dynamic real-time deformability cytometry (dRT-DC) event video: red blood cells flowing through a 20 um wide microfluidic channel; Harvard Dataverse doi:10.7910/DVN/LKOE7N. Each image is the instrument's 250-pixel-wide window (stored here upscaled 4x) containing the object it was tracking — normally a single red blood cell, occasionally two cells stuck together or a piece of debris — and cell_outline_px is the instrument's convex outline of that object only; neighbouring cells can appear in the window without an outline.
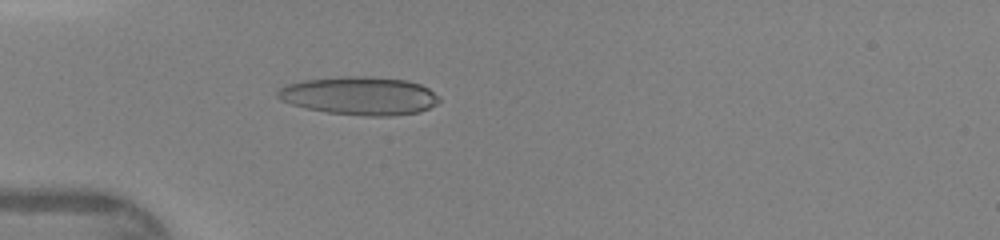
{"species": "human", "species_latin": "Homo sapiens", "temperature_condition": "warm", "stored_images_in_passage": 46, "camera_frame_rate_fps": 3000, "um_per_image_px": 0.085, "donor": {"sex": "female"}, "frame": {"image": 1, "passage_image": 14, "time_ms": 4.333, "image_size_px": [1000, 240], "cell_outline_px": [[440, 100], [436, 104], [420, 112], [392, 116], [364, 116], [328, 112], [304, 108], [280, 100], [276, 96], [276, 92], [280, 88], [288, 84], [304, 80], [340, 76], [372, 76], [408, 80], [420, 84], [428, 88], [440, 96]], "centroid_in_image_um": [30.58, 8.14], "position_along_channel_um": 54.4, "area_um2": 36.3}}
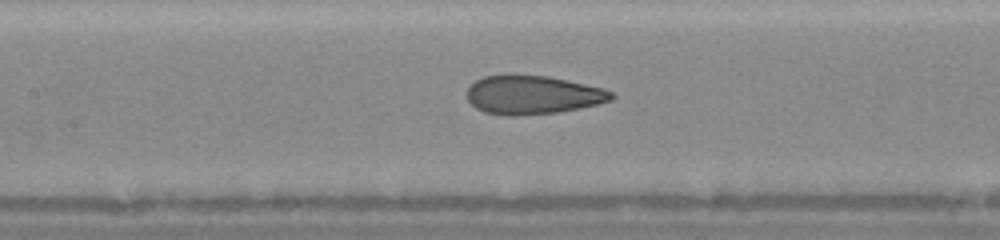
{"frame": {"image": 2, "passage_image": 22, "time_ms": 7.0, "image_size_px": [1000, 240], "cell_outline_px": [[616, 96], [612, 100], [580, 108], [556, 112], [516, 116], [508, 116], [484, 112], [476, 108], [468, 100], [468, 88], [476, 80], [484, 76], [548, 76], [604, 88], [612, 92]], "centroid_in_image_um": [45.3, 8.08], "position_along_channel_um": 162.1, "area_um2": 32.14}}
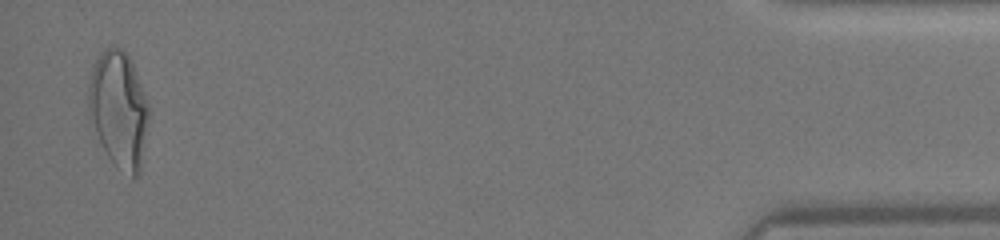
{"frame": {"image": 3, "passage_image": 45, "time_ms": 14.667, "image_size_px": [1000, 240], "cell_outline_px": [[148, 116], [140, 172], [136, 176], [132, 176], [112, 164], [100, 144], [88, 120], [88, 84], [92, 68], [100, 52], [104, 48], [112, 44], [120, 48], [128, 56], [132, 64], [148, 104]], "centroid_in_image_um": [10.03, 9.29], "position_along_channel_um": 425.2, "area_um2": 40.92}}